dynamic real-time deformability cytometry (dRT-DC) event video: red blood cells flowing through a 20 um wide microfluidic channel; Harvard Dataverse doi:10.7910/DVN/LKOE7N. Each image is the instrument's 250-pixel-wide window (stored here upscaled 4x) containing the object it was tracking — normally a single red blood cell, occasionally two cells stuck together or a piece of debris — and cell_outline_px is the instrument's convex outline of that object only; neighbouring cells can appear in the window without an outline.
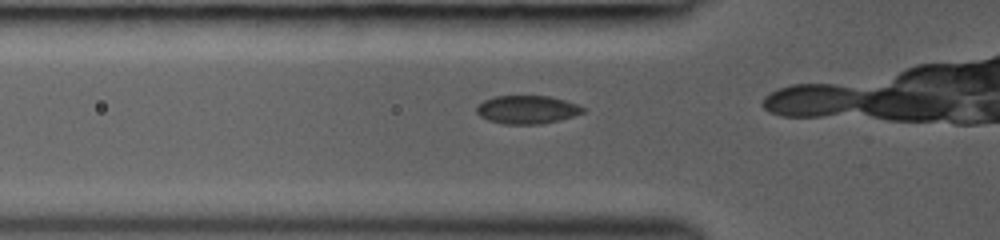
{"species": "common noctule bat (a hibernating species)", "species_latin": "Nyctalus noctula", "temperature_condition": "room temperature", "stored_images_in_passage": 7, "camera_frame_rate_fps": 3000, "um_per_image_px": 0.085, "animal": {"sex": "female", "body_mass_g": 19.0, "forearm_length_mm": 53.3}, "frame": {"image": 1, "passage_image": 5, "time_ms": 1.667, "image_size_px": [1000, 240], "cell_outline_px": [[588, 108], [584, 112], [560, 120], [540, 124], [504, 124], [488, 120], [480, 116], [476, 112], [476, 104], [492, 96], [548, 96], [564, 100]], "centroid_in_image_um": [44.78, 9.31], "position_along_channel_um": 81.0, "area_um2": 17.63}}